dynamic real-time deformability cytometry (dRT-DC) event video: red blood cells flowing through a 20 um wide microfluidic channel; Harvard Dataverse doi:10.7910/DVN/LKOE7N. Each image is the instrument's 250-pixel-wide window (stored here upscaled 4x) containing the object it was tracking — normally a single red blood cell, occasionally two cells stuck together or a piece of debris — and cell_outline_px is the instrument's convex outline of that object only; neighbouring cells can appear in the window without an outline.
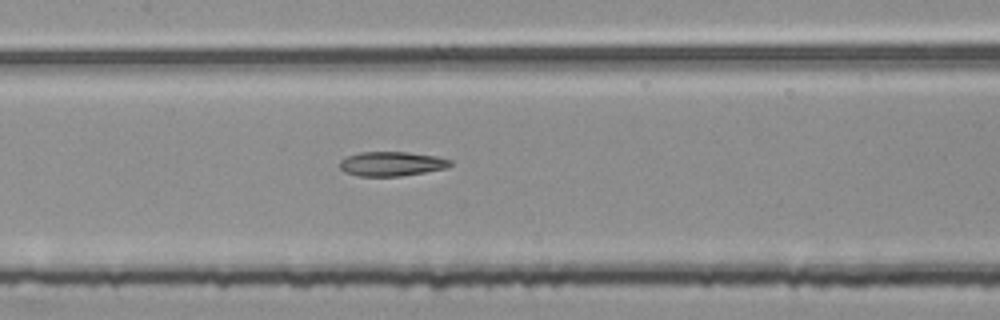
{"species": "common noctule bat (a hibernating species)", "species_latin": "Nyctalus noctula", "temperature_condition": "room temperature", "stored_images_in_passage": 43, "segment_of_instrument_passage": [2, 2], "camera_frame_rate_fps": 3000, "um_per_image_px": 0.085, "animal": {"sex": "female", "body_mass_g": 25.1}, "frame": {"image": 1, "passage_image": 15, "time_ms": 4.667, "image_size_px": [1000, 320], "cell_outline_px": [[452, 164], [448, 168], [400, 176], [360, 176], [344, 172], [340, 168], [340, 160], [348, 156], [360, 152], [408, 152], [436, 156], [452, 160]], "centroid_in_image_um": [33.3, 13.92], "position_along_channel_um": 174.1, "area_um2": 15.72}}
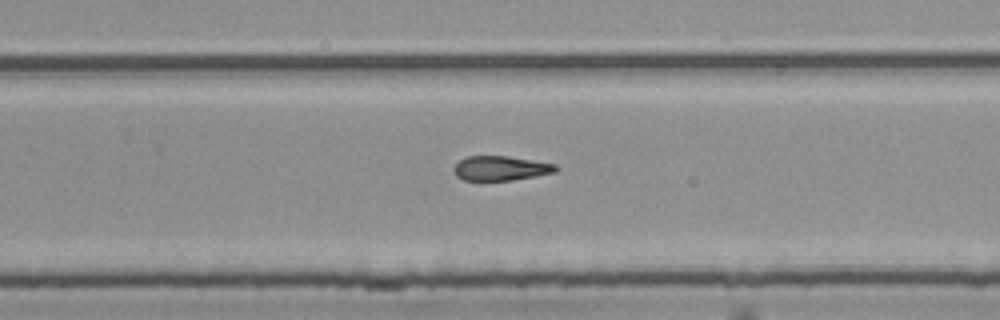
{"frame": {"image": 2, "passage_image": 24, "time_ms": 7.667, "image_size_px": [1000, 320], "cell_outline_px": [[560, 168], [556, 172], [536, 176], [512, 180], [464, 180], [456, 176], [452, 168], [460, 160], [468, 156], [508, 156], [556, 164]], "centroid_in_image_um": [42.58, 14.3], "position_along_channel_um": 287.2, "area_um2": 14.62}}
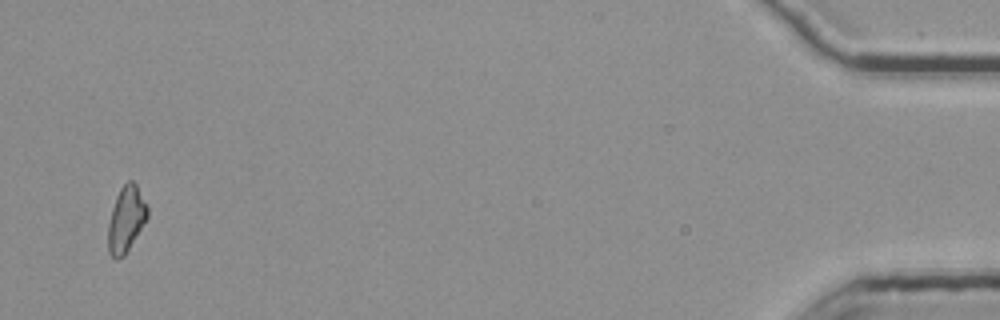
{"frame": {"image": 3, "passage_image": 42, "time_ms": 13.667, "image_size_px": [1000, 320], "cell_outline_px": [[148, 216], [124, 256], [116, 260], [108, 252], [108, 224], [112, 208], [116, 196], [120, 188], [128, 180], [132, 180], [136, 184], [148, 208]], "centroid_in_image_um": [10.7, 18.63], "position_along_channel_um": 424.5, "area_um2": 14.91}}